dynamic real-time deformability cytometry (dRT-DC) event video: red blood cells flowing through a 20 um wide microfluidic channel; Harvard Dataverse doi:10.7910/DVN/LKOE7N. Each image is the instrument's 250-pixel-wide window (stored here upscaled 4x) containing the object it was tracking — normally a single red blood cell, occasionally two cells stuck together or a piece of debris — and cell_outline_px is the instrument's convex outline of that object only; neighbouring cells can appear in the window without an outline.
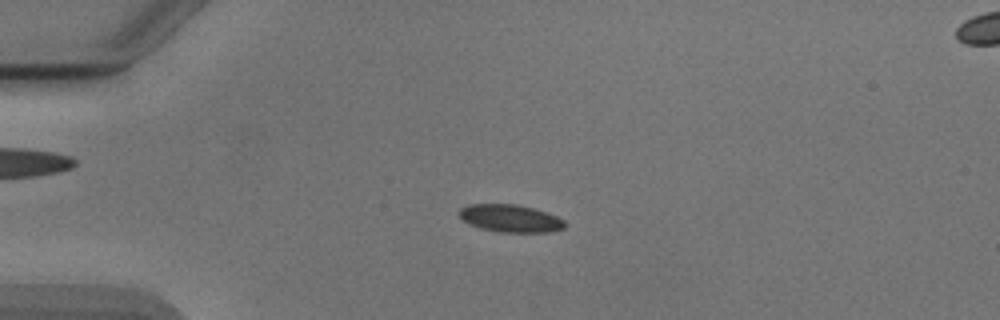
{"species": "Egyptian fruit bat (a non-hibernating species)", "species_latin": "Rousettus aegyptiacus", "temperature_condition": "cold", "stored_images_in_passage": 46, "camera_frame_rate_fps": 3000, "um_per_image_px": 0.085, "animal": {"sex": "male"}, "frame": {"image": 1, "passage_image": 6, "time_ms": 1.667, "image_size_px": [1000, 320], "cell_outline_px": [[568, 224], [564, 228], [548, 232], [500, 232], [480, 228], [468, 224], [456, 212], [460, 208], [468, 204], [516, 204], [532, 208], [556, 216], [564, 220]], "centroid_in_image_um": [43.35, 18.56], "position_along_channel_um": 41.6, "area_um2": 16.99}}
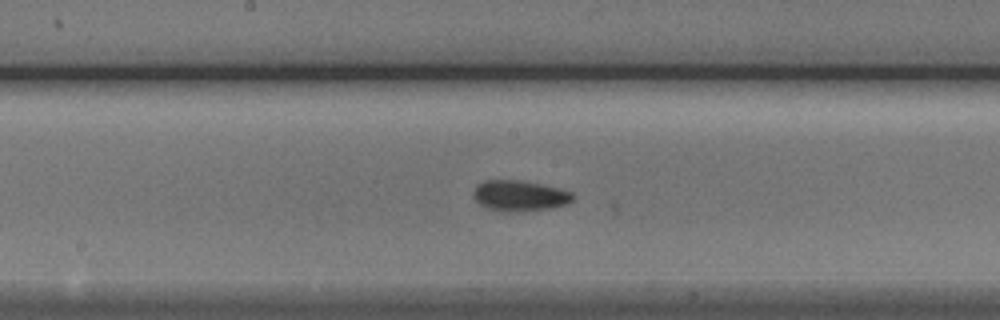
{"frame": {"image": 2, "passage_image": 21, "time_ms": 6.667, "image_size_px": [1000, 320], "cell_outline_px": [[576, 196], [568, 204], [552, 208], [524, 212], [500, 212], [488, 208], [480, 204], [472, 196], [472, 192], [476, 184], [484, 180], [520, 180], [540, 184], [572, 192]], "centroid_in_image_um": [44.15, 16.65], "position_along_channel_um": 204.1, "area_um2": 18.15}}
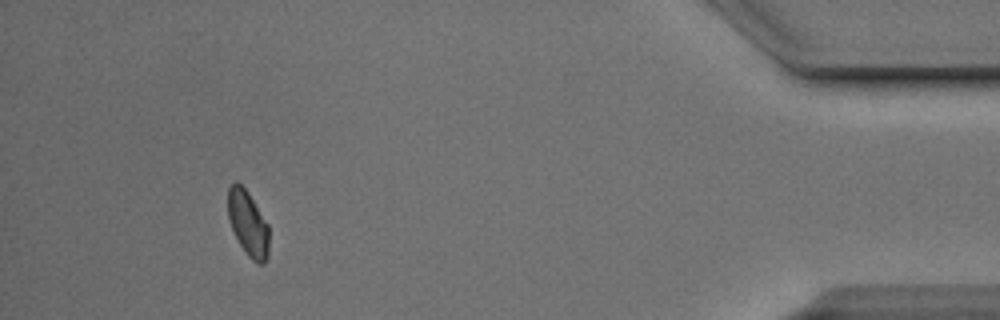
{"frame": {"image": 3, "passage_image": 42, "time_ms": 13.667, "image_size_px": [1000, 320], "cell_outline_px": [[268, 256], [264, 264], [260, 264], [252, 260], [248, 256], [240, 244], [228, 220], [228, 188], [236, 180], [248, 192], [268, 224]], "centroid_in_image_um": [21.08, 18.99], "position_along_channel_um": 414.1, "area_um2": 15.49}, "authors_computed_cell_mechanics": {"area_um2": 16.8198, "velocity_mm_per_s": 3.8772, "shape_relaxation_time_tau1_ms": 1.6435, "shape_relaxation_time_tau2_ms": 2.0334, "deformation_change_tau1": 0.0821, "deformation_change_tau2": 0.0453}}